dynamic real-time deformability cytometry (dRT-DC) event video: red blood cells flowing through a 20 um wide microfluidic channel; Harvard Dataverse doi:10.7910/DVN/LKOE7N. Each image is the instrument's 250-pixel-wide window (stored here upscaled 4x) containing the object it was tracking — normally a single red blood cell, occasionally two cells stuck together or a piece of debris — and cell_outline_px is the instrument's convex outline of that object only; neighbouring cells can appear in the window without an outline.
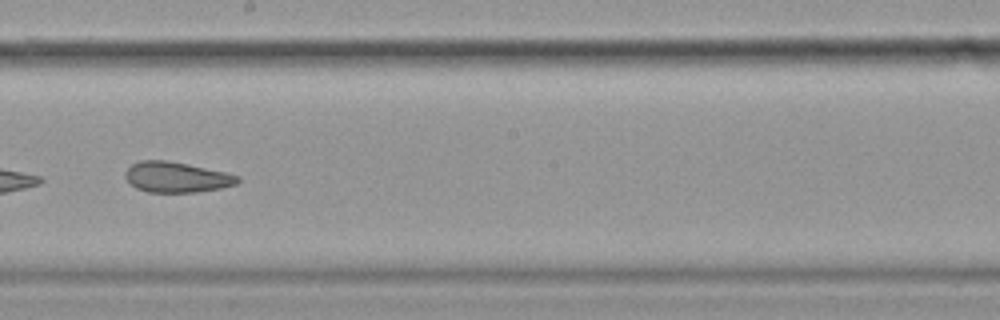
{"species": "common noctule bat (a hibernating species)", "species_latin": "Nyctalus noctula", "temperature_condition": "cold", "stored_images_in_passage": 37, "camera_frame_rate_fps": 3000, "um_per_image_px": 0.085, "animal": {"sex": "female", "body_mass_g": 19.9}, "frame": {"image": 1, "passage_image": 32, "time_ms": 10.333, "image_size_px": [1000, 320], "cell_outline_px": [[240, 180], [236, 184], [220, 188], [196, 192], [148, 192], [136, 188], [124, 176], [124, 172], [132, 164], [140, 160], [168, 160], [188, 164], [224, 172], [240, 176]], "centroid_in_image_um": [14.99, 15.05], "position_along_channel_um": 233.2, "area_um2": 19.88}}